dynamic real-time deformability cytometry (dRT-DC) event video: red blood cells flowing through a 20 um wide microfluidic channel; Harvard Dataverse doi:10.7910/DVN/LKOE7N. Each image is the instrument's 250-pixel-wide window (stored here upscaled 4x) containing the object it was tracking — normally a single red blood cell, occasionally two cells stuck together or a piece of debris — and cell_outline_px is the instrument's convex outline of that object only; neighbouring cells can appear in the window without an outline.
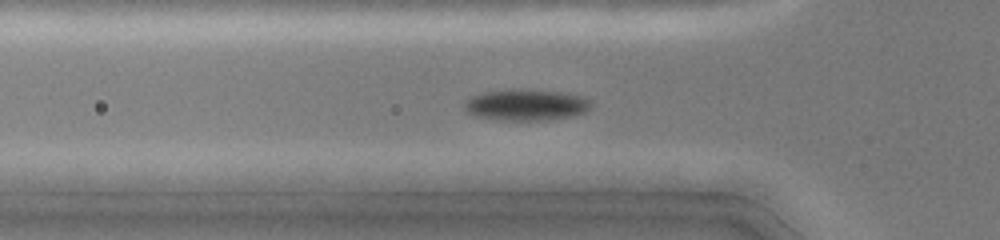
{"species": "common noctule bat (a hibernating species)", "species_latin": "Nyctalus noctula", "temperature_condition": "cold", "stored_images_in_passage": 11, "camera_frame_rate_fps": 3000, "um_per_image_px": 0.085, "animal": {"sex": "female", "body_mass_g": 19.0, "forearm_length_mm": 51.5}, "frame": {"image": 1, "passage_image": 9, "time_ms": 2.667, "image_size_px": [1000, 240], "cell_outline_px": [[592, 108], [584, 112], [572, 116], [548, 120], [500, 120], [476, 116], [468, 112], [464, 108], [464, 104], [472, 96], [480, 92], [508, 88], [528, 88], [560, 92], [584, 96], [592, 104]], "centroid_in_image_um": [44.72, 8.89], "position_along_channel_um": 81.1, "area_um2": 23.52}}